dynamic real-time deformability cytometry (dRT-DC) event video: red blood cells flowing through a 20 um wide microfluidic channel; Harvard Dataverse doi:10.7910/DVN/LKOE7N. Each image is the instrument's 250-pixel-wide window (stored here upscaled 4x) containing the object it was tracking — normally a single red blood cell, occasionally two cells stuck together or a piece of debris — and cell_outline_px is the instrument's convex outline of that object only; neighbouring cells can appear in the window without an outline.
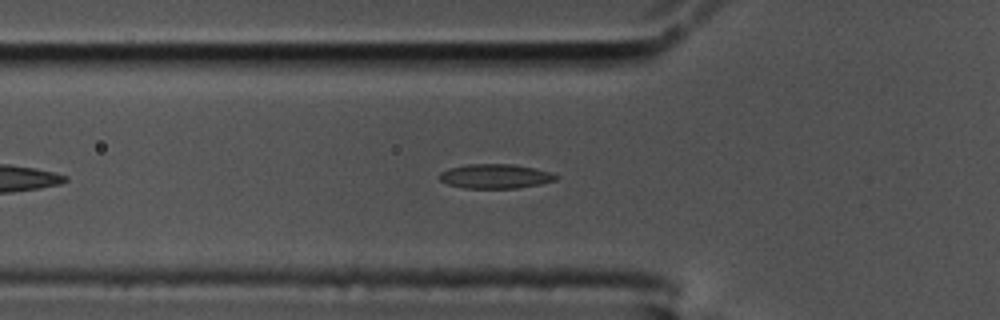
{"species": "common noctule bat (a hibernating species)", "species_latin": "Nyctalus noctula", "temperature_condition": "cold", "stored_images_in_passage": 39, "camera_frame_rate_fps": 3000, "um_per_image_px": 0.085, "animal": {"sex": "male", "body_mass_g": 17.5, "forearm_length_mm": 52.3}, "frame": {"image": 1, "passage_image": 10, "time_ms": 3.0, "image_size_px": [1000, 320], "cell_outline_px": [[560, 176], [556, 180], [540, 184], [516, 188], [464, 188], [448, 184], [440, 180], [440, 172], [448, 168], [468, 164], [512, 164], [536, 168], [552, 172]], "centroid_in_image_um": [42.13, 14.97], "position_along_channel_um": 83.7, "area_um2": 16.65}}
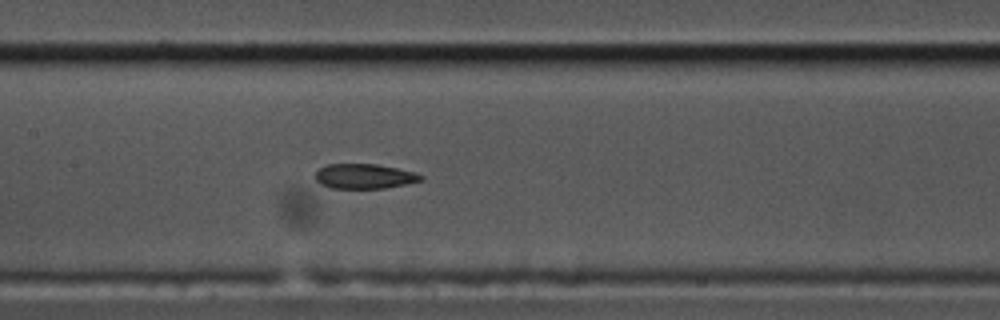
{"frame": {"image": 2, "passage_image": 18, "time_ms": 5.667, "image_size_px": [1000, 320], "cell_outline_px": [[424, 180], [384, 188], [332, 188], [320, 184], [316, 180], [316, 172], [320, 168], [328, 164], [376, 164], [416, 172], [424, 176]], "centroid_in_image_um": [30.99, 14.98], "position_along_channel_um": 176.4, "area_um2": 15.2}}
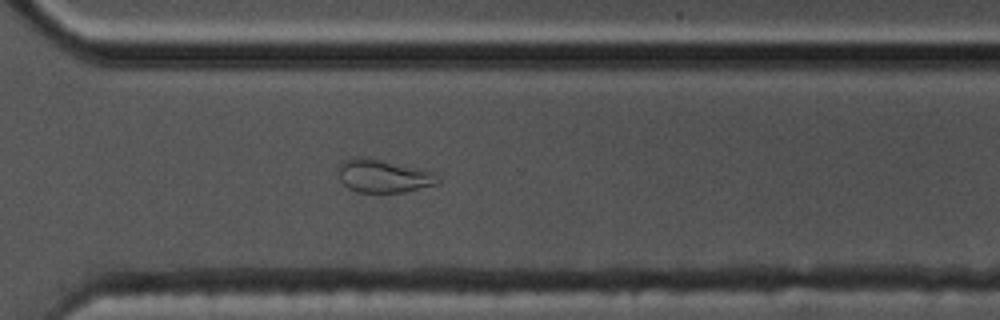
{"frame": {"image": 3, "passage_image": 32, "time_ms": 10.333, "image_size_px": [1000, 320], "cell_outline_px": [[440, 184], [404, 192], [356, 192], [348, 188], [340, 180], [340, 160], [356, 156], [360, 156], [424, 168], [432, 172], [440, 180]], "centroid_in_image_um": [32.61, 14.95], "position_along_channel_um": 338.0, "area_um2": 19.42}, "authors_computed_cell_mechanics": {"area_um2": 16.2996, "velocity_mm_per_s": 3.4679, "shape_relaxation_time_tau1_ms": null, "shape_relaxation_time_tau2_ms": 2.7783, "deformation_change_tau1": null, "deformation_change_tau2": 0.091}}